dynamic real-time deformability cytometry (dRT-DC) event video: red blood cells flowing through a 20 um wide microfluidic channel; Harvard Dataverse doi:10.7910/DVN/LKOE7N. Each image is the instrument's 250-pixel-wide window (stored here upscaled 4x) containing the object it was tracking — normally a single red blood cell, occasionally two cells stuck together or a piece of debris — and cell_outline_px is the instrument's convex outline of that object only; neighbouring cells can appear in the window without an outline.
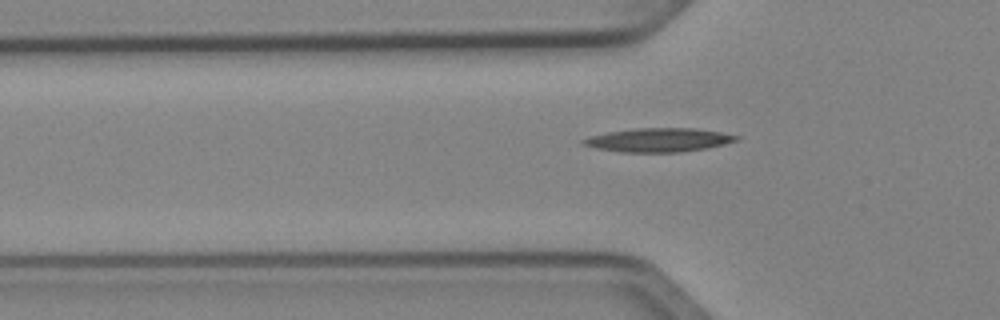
{"species": "Egyptian fruit bat (a non-hibernating species)", "species_latin": "Rousettus aegyptiacus", "temperature_condition": "cold", "stored_images_in_passage": 37, "camera_frame_rate_fps": 3000, "um_per_image_px": 0.085, "animal": {"sex": "female"}, "frame": {"image": 1, "passage_image": 5, "time_ms": 1.333, "image_size_px": [1000, 320], "cell_outline_px": [[740, 140], [724, 144], [704, 148], [680, 152], [616, 152], [596, 148], [580, 144], [580, 140], [588, 136], [608, 132], [636, 128], [692, 128], [720, 132], [740, 136]], "centroid_in_image_um": [55.93, 11.9], "position_along_channel_um": 69.9, "area_um2": 21.27}}
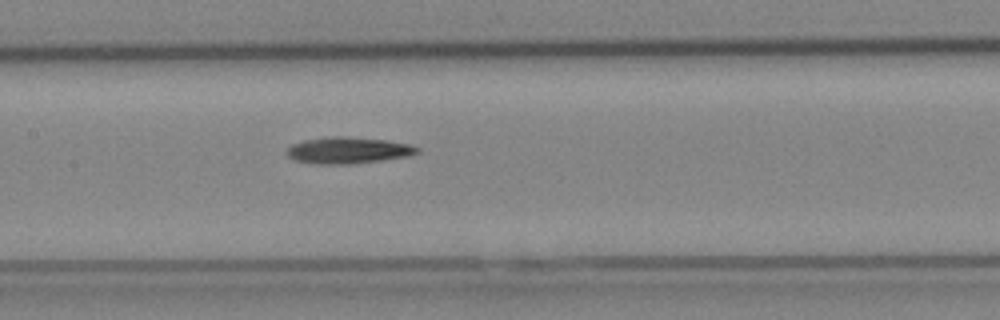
{"frame": {"image": 2, "passage_image": 13, "time_ms": 4.0, "image_size_px": [1000, 320], "cell_outline_px": [[420, 152], [408, 156], [352, 164], [316, 164], [296, 160], [288, 156], [288, 148], [292, 144], [304, 140], [332, 136], [348, 136], [388, 140], [408, 144], [420, 148]], "centroid_in_image_um": [29.62, 12.77], "position_along_channel_um": 177.8, "area_um2": 20.06}}
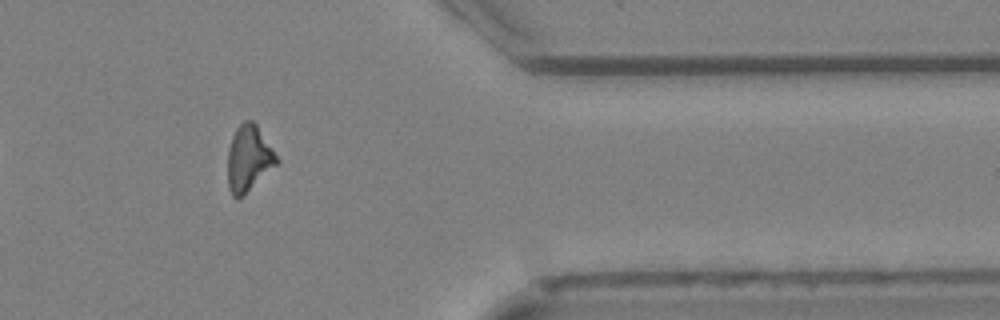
{"frame": {"image": 3, "passage_image": 30, "time_ms": 9.667, "image_size_px": [1000, 320], "cell_outline_px": [[280, 164], [244, 196], [236, 200], [232, 196], [228, 188], [228, 148], [232, 136], [236, 128], [244, 120], [252, 120], [256, 124], [280, 160]], "centroid_in_image_um": [21.16, 13.52], "position_along_channel_um": 390.2, "area_um2": 19.36}, "authors_computed_cell_mechanics": {"area_um2": 18.8428, "velocity_mm_per_s": 4.0816, "shape_relaxation_time_tau1_ms": 6.5798, "shape_relaxation_time_tau2_ms": null, "deformation_change_tau1": 0.2043, "deformation_change_tau2": null}}